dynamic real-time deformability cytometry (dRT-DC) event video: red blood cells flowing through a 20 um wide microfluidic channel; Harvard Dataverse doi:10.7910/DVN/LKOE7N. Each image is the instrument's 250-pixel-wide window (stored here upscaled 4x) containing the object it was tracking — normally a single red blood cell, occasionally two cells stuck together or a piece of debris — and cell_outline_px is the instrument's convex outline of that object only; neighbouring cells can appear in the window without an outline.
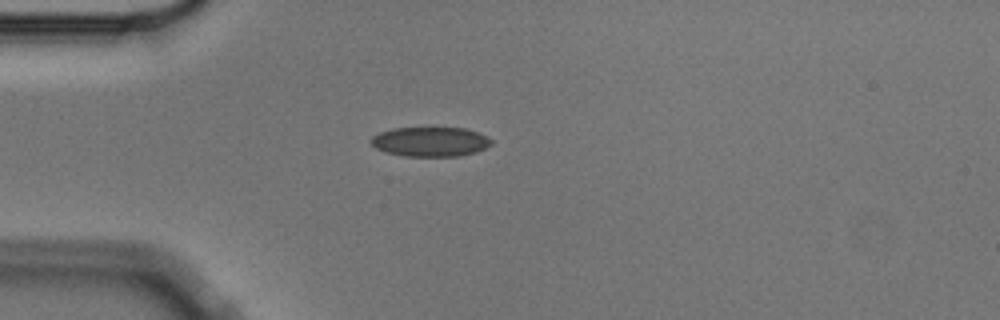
{"species": "Egyptian fruit bat (a non-hibernating species)", "species_latin": "Rousettus aegyptiacus", "temperature_condition": "cold", "stored_images_in_passage": 3, "camera_frame_rate_fps": 3000, "um_per_image_px": 0.085, "animal": {"sex": "male"}, "frame": {"image": 1, "passage_image": 1, "time_ms": 0.0, "image_size_px": [1000, 320], "cell_outline_px": [[492, 144], [476, 152], [460, 156], [404, 156], [384, 152], [376, 148], [368, 140], [372, 136], [380, 132], [392, 128], [464, 128], [488, 136], [492, 140]], "centroid_in_image_um": [36.55, 12.05], "position_along_channel_um": 48.4, "area_um2": 20.81}}
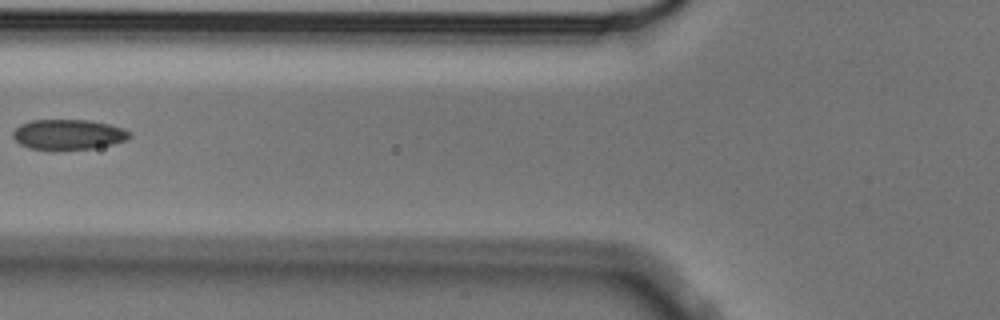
{"frame": {"image": 2, "passage_image": 3, "time_ms": 0.667, "image_size_px": [1000, 320], "cell_outline_px": [[132, 136], [128, 140], [112, 144], [92, 148], [52, 152], [28, 148], [20, 144], [12, 136], [12, 132], [20, 124], [32, 120], [88, 120], [108, 124], [124, 128], [132, 132]], "centroid_in_image_um": [5.8, 11.46], "position_along_channel_um": 120.0, "area_um2": 21.15}}